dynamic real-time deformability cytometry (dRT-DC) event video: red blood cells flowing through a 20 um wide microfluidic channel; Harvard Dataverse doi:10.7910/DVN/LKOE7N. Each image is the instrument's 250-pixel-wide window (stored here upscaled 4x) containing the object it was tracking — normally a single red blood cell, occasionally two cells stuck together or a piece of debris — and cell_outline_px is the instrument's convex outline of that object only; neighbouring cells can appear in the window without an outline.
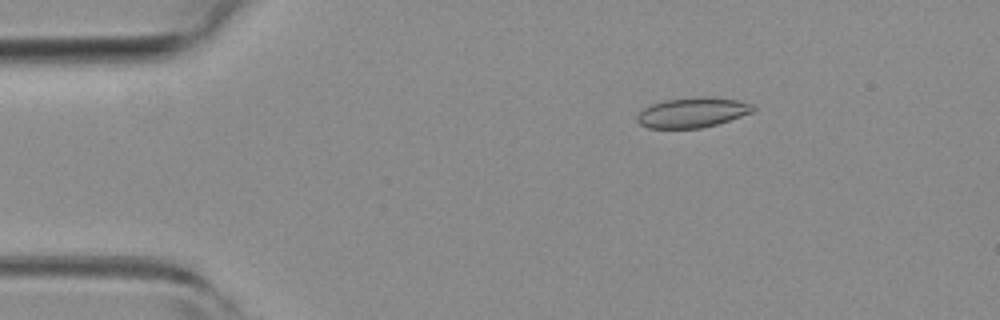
{"species": "common noctule bat (a hibernating species)", "species_latin": "Nyctalus noctula", "temperature_condition": "room temperature", "stored_images_in_passage": 5, "camera_frame_rate_fps": 3000, "um_per_image_px": 0.085, "animal": {"sex": "female", "body_mass_g": 19.3, "forearm_length_mm": 54.1}, "frame": {"image": 1, "passage_image": 3, "time_ms": 0.667, "image_size_px": [1000, 320], "cell_outline_px": [[756, 108], [752, 112], [716, 124], [700, 128], [648, 128], [640, 124], [636, 120], [636, 116], [644, 108], [652, 104], [664, 100], [696, 96], [704, 96], [740, 100], [752, 104]], "centroid_in_image_um": [58.84, 9.55], "position_along_channel_um": 26.2, "area_um2": 20.29}}
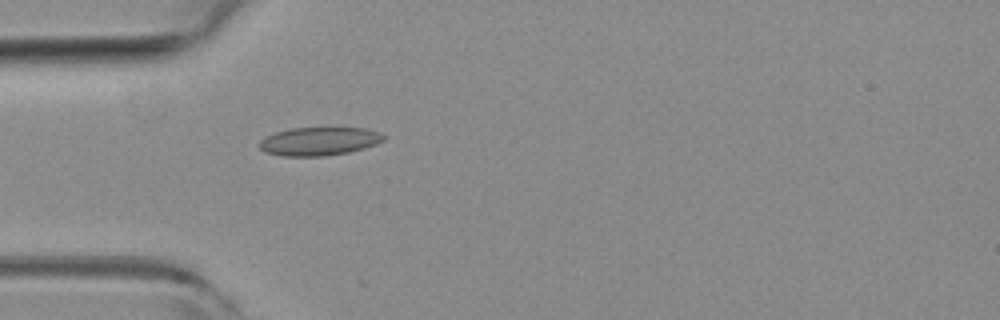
{"frame": {"image": 2, "passage_image": 5, "time_ms": 1.333, "image_size_px": [1000, 320], "cell_outline_px": [[384, 140], [376, 144], [364, 148], [348, 152], [324, 156], [280, 156], [264, 152], [256, 144], [264, 136], [288, 128], [368, 128], [380, 132], [384, 136]], "centroid_in_image_um": [27.08, 12.01], "position_along_channel_um": 57.9, "area_um2": 20.75}}